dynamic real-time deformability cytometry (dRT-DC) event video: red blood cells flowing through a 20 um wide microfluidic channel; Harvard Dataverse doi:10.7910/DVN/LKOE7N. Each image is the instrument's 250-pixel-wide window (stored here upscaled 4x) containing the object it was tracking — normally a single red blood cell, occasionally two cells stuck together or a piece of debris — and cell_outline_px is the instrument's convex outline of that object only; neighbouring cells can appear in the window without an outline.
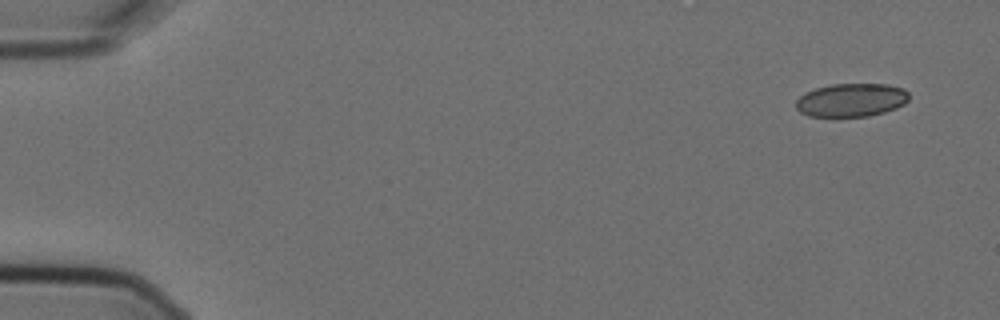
{"species": "Egyptian fruit bat (a non-hibernating species)", "species_latin": "Rousettus aegyptiacus", "temperature_condition": "cold", "stored_images_in_passage": 2, "camera_frame_rate_fps": 3000, "um_per_image_px": 0.085, "animal": {"sex": "female"}, "frame": {"image": 1, "passage_image": 1, "time_ms": 0.0, "image_size_px": [1000, 320], "cell_outline_px": [[908, 100], [904, 104], [896, 108], [884, 112], [868, 116], [808, 116], [800, 112], [796, 108], [796, 100], [804, 92], [816, 88], [832, 84], [888, 84], [904, 88], [908, 92]], "centroid_in_image_um": [72.36, 8.49], "position_along_channel_um": 12.6, "area_um2": 22.02}}